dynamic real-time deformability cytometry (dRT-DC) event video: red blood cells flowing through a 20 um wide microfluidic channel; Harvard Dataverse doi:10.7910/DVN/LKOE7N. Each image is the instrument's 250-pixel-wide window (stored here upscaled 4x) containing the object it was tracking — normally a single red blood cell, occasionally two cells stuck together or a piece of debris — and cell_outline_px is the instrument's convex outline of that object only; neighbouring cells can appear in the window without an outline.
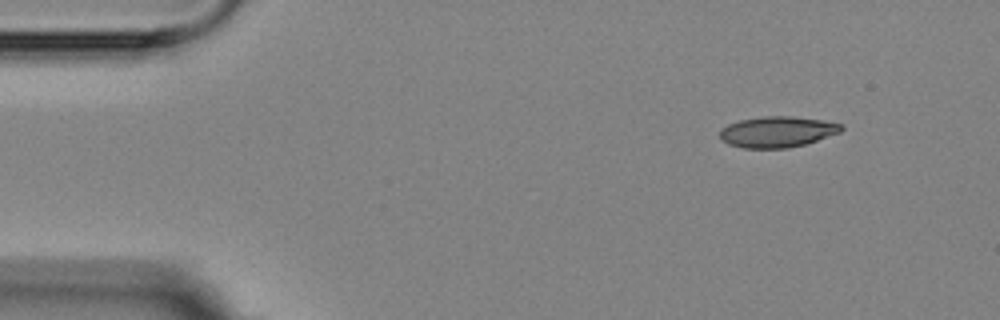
{"species": "Egyptian fruit bat (a non-hibernating species)", "species_latin": "Rousettus aegyptiacus", "temperature_condition": "room temperature", "stored_images_in_passage": 3, "camera_frame_rate_fps": 3000, "um_per_image_px": 0.085, "animal": {"sex": "female"}, "frame": {"image": 1, "passage_image": 1, "time_ms": 0.0, "image_size_px": [1000, 320], "cell_outline_px": [[844, 128], [840, 132], [804, 144], [788, 148], [744, 148], [728, 144], [720, 140], [720, 128], [728, 124], [740, 120], [764, 116], [792, 116], [820, 120], [844, 124]], "centroid_in_image_um": [66.04, 11.2], "position_along_channel_um": 19.0, "area_um2": 21.85}}
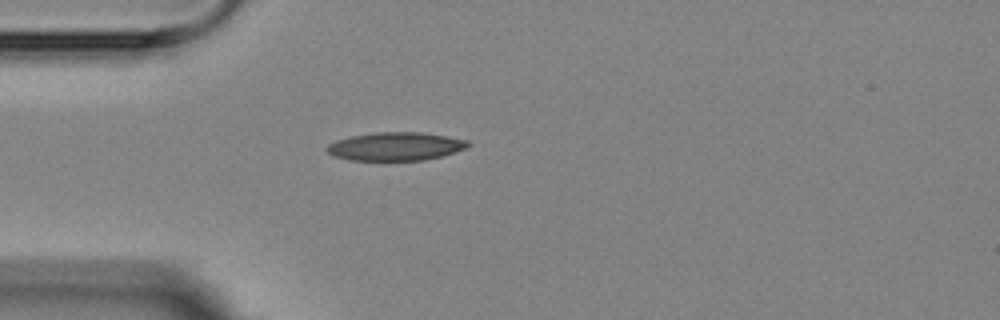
{"frame": {"image": 2, "passage_image": 3, "time_ms": 3.0, "image_size_px": [1000, 320], "cell_outline_px": [[472, 144], [468, 148], [444, 156], [424, 160], [348, 160], [336, 156], [328, 152], [324, 148], [328, 144], [336, 140], [352, 136], [376, 132], [420, 132], [448, 136], [468, 140]], "centroid_in_image_um": [33.68, 12.44], "position_along_channel_um": 51.3, "area_um2": 23.47}}